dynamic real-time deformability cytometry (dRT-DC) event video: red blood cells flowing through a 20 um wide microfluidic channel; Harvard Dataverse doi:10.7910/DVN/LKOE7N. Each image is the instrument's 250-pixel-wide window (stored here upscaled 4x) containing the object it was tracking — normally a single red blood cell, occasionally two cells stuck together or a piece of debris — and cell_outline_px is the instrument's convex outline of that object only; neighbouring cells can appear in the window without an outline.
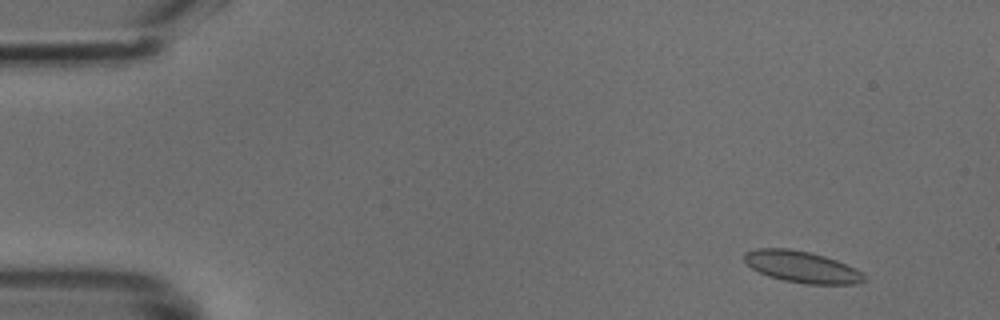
{"species": "common noctule bat (a hibernating species)", "species_latin": "Nyctalus noctula", "temperature_condition": "cold", "stored_images_in_passage": 50, "camera_frame_rate_fps": 3000, "um_per_image_px": 0.085, "animal": {"sex": "male", "body_mass_g": 18.8}, "frame": {"image": 1, "passage_image": 5, "time_ms": 1.333, "image_size_px": [1000, 320], "cell_outline_px": [[868, 276], [864, 280], [856, 284], [804, 284], [784, 280], [768, 276], [752, 268], [744, 260], [744, 252], [756, 248], [788, 248], [808, 252], [824, 256], [836, 260]], "centroid_in_image_um": [68.13, 22.68], "position_along_channel_um": 16.9, "area_um2": 21.79}}
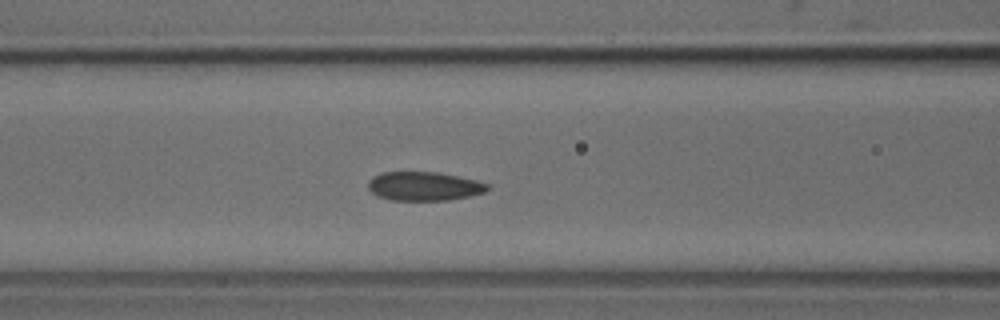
{"frame": {"image": 2, "passage_image": 21, "time_ms": 6.667, "image_size_px": [1000, 320], "cell_outline_px": [[488, 188], [484, 192], [472, 196], [448, 200], [392, 200], [376, 196], [368, 188], [368, 180], [384, 172], [436, 172], [476, 180], [488, 184]], "centroid_in_image_um": [36.04, 15.84], "position_along_channel_um": 130.6, "area_um2": 19.94}}
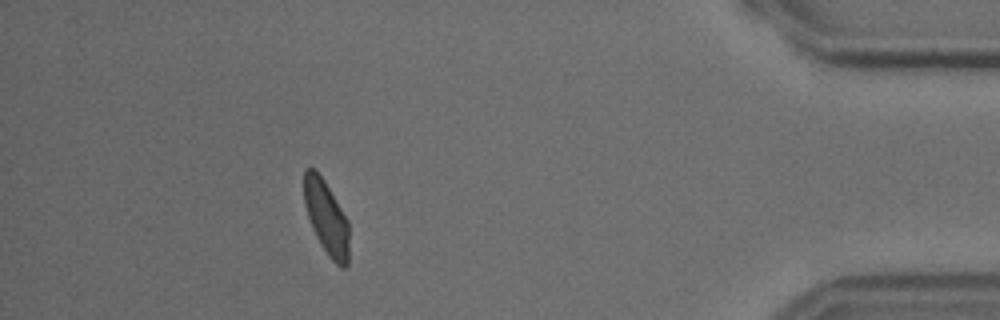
{"frame": {"image": 3, "passage_image": 45, "time_ms": 14.667, "image_size_px": [1000, 320], "cell_outline_px": [[348, 264], [344, 268], [340, 268], [328, 256], [320, 244], [312, 228], [304, 204], [304, 168], [316, 168], [324, 180], [348, 220]], "centroid_in_image_um": [27.73, 18.49], "position_along_channel_um": 407.5, "area_um2": 19.42}}